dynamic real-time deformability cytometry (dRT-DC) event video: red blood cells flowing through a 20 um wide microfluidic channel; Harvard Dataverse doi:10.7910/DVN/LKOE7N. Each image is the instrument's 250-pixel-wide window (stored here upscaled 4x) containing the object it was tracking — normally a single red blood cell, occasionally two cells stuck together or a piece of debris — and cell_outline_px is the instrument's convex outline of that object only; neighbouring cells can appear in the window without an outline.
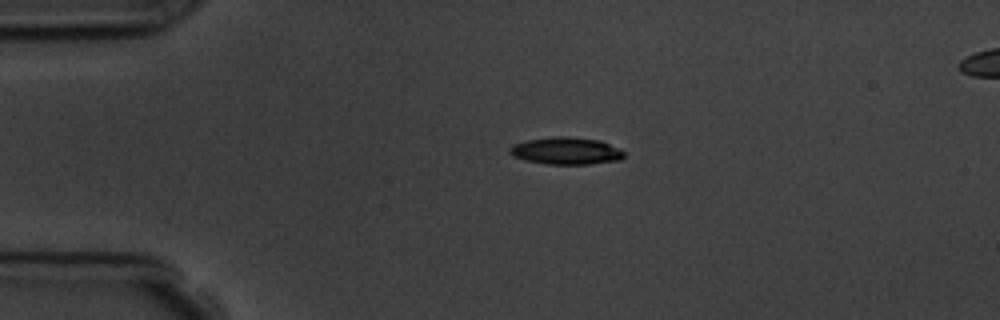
{"species": "common noctule bat (a hibernating species)", "species_latin": "Nyctalus noctula", "temperature_condition": "room temperature", "stored_images_in_passage": 3, "segment_of_instrument_passage": [1, 2], "camera_frame_rate_fps": 3000, "um_per_image_px": 0.085, "animal": {"sex": "male", "body_mass_g": 19.5, "forearm_length_mm": 54.6}, "frame": {"image": 1, "passage_image": 1, "time_ms": 0.0, "image_size_px": [1000, 320], "cell_outline_px": [[624, 156], [620, 160], [588, 164], [544, 164], [524, 160], [512, 156], [508, 152], [508, 148], [512, 144], [524, 140], [556, 136], [568, 136], [600, 140], [624, 152]], "centroid_in_image_um": [48.03, 12.82], "position_along_channel_um": 37.0, "area_um2": 18.26}}